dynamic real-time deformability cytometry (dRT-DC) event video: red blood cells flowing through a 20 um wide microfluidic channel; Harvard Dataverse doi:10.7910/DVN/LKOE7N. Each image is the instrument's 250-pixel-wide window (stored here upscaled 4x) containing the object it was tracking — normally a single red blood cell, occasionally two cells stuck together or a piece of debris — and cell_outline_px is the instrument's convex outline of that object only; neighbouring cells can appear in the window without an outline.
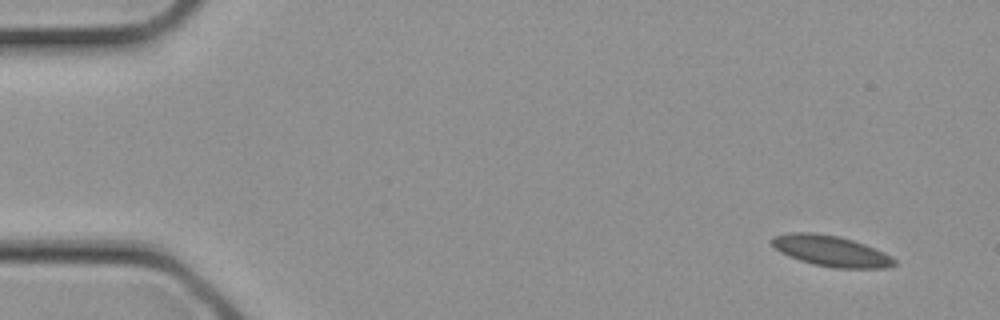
{"species": "common noctule bat (a hibernating species)", "species_latin": "Nyctalus noctula", "temperature_condition": "cold", "stored_images_in_passage": 3, "camera_frame_rate_fps": 3000, "um_per_image_px": 0.085, "animal": {"sex": "female", "body_mass_g": 21.9}, "frame": {"image": 1, "passage_image": 1, "time_ms": 0.0, "image_size_px": [1000, 320], "cell_outline_px": [[896, 264], [888, 268], [832, 268], [812, 264], [788, 256], [780, 252], [768, 240], [772, 236], [788, 232], [812, 232], [840, 236], [864, 244], [884, 252], [892, 256], [896, 260]], "centroid_in_image_um": [70.61, 21.33], "position_along_channel_um": 14.4, "area_um2": 22.25}}
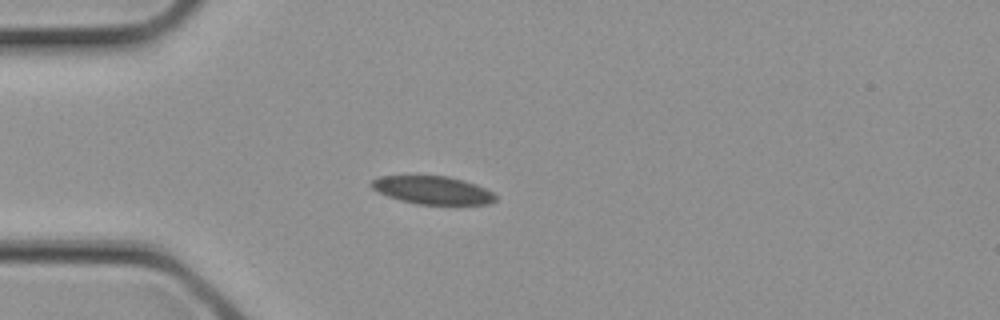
{"frame": {"image": 2, "passage_image": 3, "time_ms": 0.667, "image_size_px": [1000, 320], "cell_outline_px": [[496, 200], [488, 204], [416, 204], [400, 200], [388, 196], [372, 188], [368, 184], [372, 180], [380, 176], [448, 176], [464, 180], [476, 184], [492, 192], [496, 196]], "centroid_in_image_um": [36.76, 16.16], "position_along_channel_um": 48.2, "area_um2": 20.17}}